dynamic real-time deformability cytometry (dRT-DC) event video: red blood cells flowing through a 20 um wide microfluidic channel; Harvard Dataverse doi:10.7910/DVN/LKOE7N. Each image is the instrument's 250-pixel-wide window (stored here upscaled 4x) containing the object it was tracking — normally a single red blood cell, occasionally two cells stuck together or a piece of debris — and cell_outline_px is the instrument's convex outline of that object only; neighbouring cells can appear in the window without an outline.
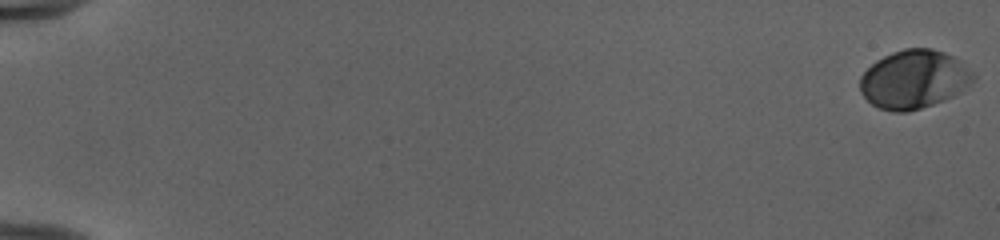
{"species": "human", "species_latin": "Homo sapiens", "temperature_condition": "cold", "stored_images_in_passage": 54, "camera_frame_rate_fps": 3000, "um_per_image_px": 0.085, "donor": {"sex": "female"}, "frame": {"image": 1, "passage_image": 1, "time_ms": 0.0, "image_size_px": [1000, 240], "cell_outline_px": [[976, 80], [964, 92], [944, 100], [908, 112], [896, 112], [880, 108], [872, 104], [860, 92], [860, 76], [876, 60], [892, 52], [904, 48], [932, 48], [944, 52], [960, 60], [976, 76]], "centroid_in_image_um": [77.73, 6.74], "position_along_channel_um": 7.3, "area_um2": 38.9}}
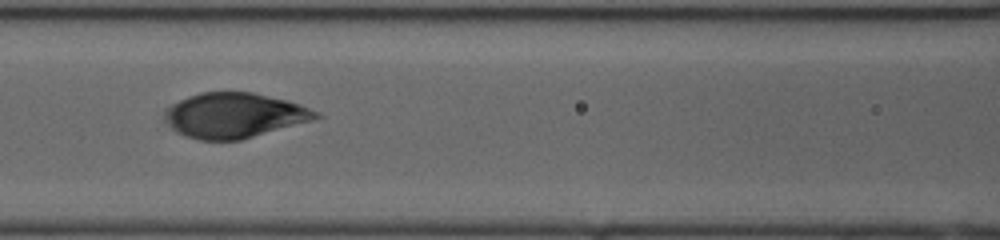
{"frame": {"image": 2, "passage_image": 27, "time_ms": 8.667, "image_size_px": [1000, 240], "cell_outline_px": [[324, 116], [312, 120], [240, 140], [200, 140], [188, 136], [180, 132], [172, 124], [168, 116], [168, 112], [180, 100], [188, 96], [200, 92], [252, 92], [288, 100], [300, 104], [320, 112]], "centroid_in_image_um": [20.06, 9.79], "position_along_channel_um": 146.5, "area_um2": 38.61}}
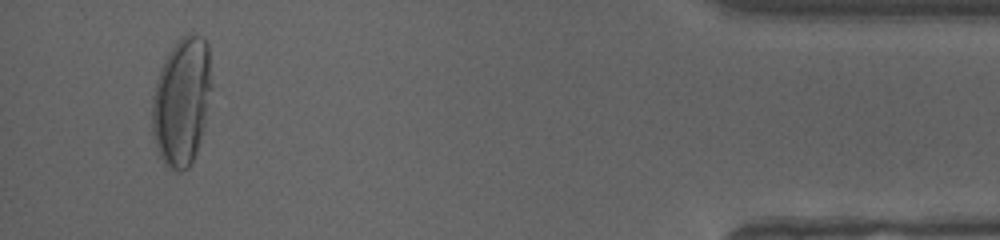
{"frame": {"image": 3, "passage_image": 52, "time_ms": 17.0, "image_size_px": [1000, 240], "cell_outline_px": [[212, 88], [204, 124], [200, 140], [196, 152], [188, 168], [180, 172], [176, 172], [168, 168], [164, 164], [156, 148], [152, 136], [152, 96], [156, 80], [164, 60], [168, 52], [180, 36], [192, 28], [208, 44]], "centroid_in_image_um": [15.44, 8.58], "position_along_channel_um": 419.8, "area_um2": 45.08}, "authors_computed_cell_mechanics": {"area_um2": 38.5237, "velocity_mm_per_s": 3.9609, "shape_relaxation_time_tau1_ms": 4.7122, "shape_relaxation_time_tau2_ms": null, "deformation_change_tau1": 0.211, "deformation_change_tau2": null}}